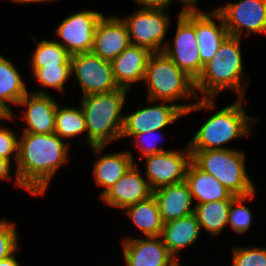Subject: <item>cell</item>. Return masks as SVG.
Returning a JSON list of instances; mask_svg holds the SVG:
<instances>
[{
    "instance_id": "1",
    "label": "cell",
    "mask_w": 266,
    "mask_h": 266,
    "mask_svg": "<svg viewBox=\"0 0 266 266\" xmlns=\"http://www.w3.org/2000/svg\"><path fill=\"white\" fill-rule=\"evenodd\" d=\"M68 145L55 133H23L19 141L16 184L43 194L56 170L65 163Z\"/></svg>"
},
{
    "instance_id": "2",
    "label": "cell",
    "mask_w": 266,
    "mask_h": 266,
    "mask_svg": "<svg viewBox=\"0 0 266 266\" xmlns=\"http://www.w3.org/2000/svg\"><path fill=\"white\" fill-rule=\"evenodd\" d=\"M127 89L84 96L81 109L85 116L88 141L100 153L107 143L121 138L124 116L121 115Z\"/></svg>"
},
{
    "instance_id": "3",
    "label": "cell",
    "mask_w": 266,
    "mask_h": 266,
    "mask_svg": "<svg viewBox=\"0 0 266 266\" xmlns=\"http://www.w3.org/2000/svg\"><path fill=\"white\" fill-rule=\"evenodd\" d=\"M239 37L228 36L220 45L214 57L204 65L201 75L195 81V89L203 92L204 98H212L219 91L231 88L243 99L240 87L243 65Z\"/></svg>"
},
{
    "instance_id": "4",
    "label": "cell",
    "mask_w": 266,
    "mask_h": 266,
    "mask_svg": "<svg viewBox=\"0 0 266 266\" xmlns=\"http://www.w3.org/2000/svg\"><path fill=\"white\" fill-rule=\"evenodd\" d=\"M244 153L229 148L191 151V161L215 177L233 196L254 193L253 182L244 165Z\"/></svg>"
},
{
    "instance_id": "5",
    "label": "cell",
    "mask_w": 266,
    "mask_h": 266,
    "mask_svg": "<svg viewBox=\"0 0 266 266\" xmlns=\"http://www.w3.org/2000/svg\"><path fill=\"white\" fill-rule=\"evenodd\" d=\"M144 82L148 87L149 102L153 100L168 102L196 96L195 81L163 52L152 53L149 56Z\"/></svg>"
},
{
    "instance_id": "6",
    "label": "cell",
    "mask_w": 266,
    "mask_h": 266,
    "mask_svg": "<svg viewBox=\"0 0 266 266\" xmlns=\"http://www.w3.org/2000/svg\"><path fill=\"white\" fill-rule=\"evenodd\" d=\"M242 98L211 116L189 143L190 151L224 149L222 144L235 137L249 135L247 116L242 108Z\"/></svg>"
},
{
    "instance_id": "7",
    "label": "cell",
    "mask_w": 266,
    "mask_h": 266,
    "mask_svg": "<svg viewBox=\"0 0 266 266\" xmlns=\"http://www.w3.org/2000/svg\"><path fill=\"white\" fill-rule=\"evenodd\" d=\"M174 48L164 43L163 53L194 81L201 75L204 65L198 49L195 32V7L184 8L178 15Z\"/></svg>"
},
{
    "instance_id": "8",
    "label": "cell",
    "mask_w": 266,
    "mask_h": 266,
    "mask_svg": "<svg viewBox=\"0 0 266 266\" xmlns=\"http://www.w3.org/2000/svg\"><path fill=\"white\" fill-rule=\"evenodd\" d=\"M162 103L157 106L139 109L125 116L121 138L139 133H148L153 130L159 131L182 115L184 116L194 110L208 109L214 106L212 98L204 97L193 105H165V101H162Z\"/></svg>"
},
{
    "instance_id": "9",
    "label": "cell",
    "mask_w": 266,
    "mask_h": 266,
    "mask_svg": "<svg viewBox=\"0 0 266 266\" xmlns=\"http://www.w3.org/2000/svg\"><path fill=\"white\" fill-rule=\"evenodd\" d=\"M164 9L165 7H143L133 15L123 18L132 45L144 47L151 53L163 51L161 44L169 26V17L164 14Z\"/></svg>"
},
{
    "instance_id": "10",
    "label": "cell",
    "mask_w": 266,
    "mask_h": 266,
    "mask_svg": "<svg viewBox=\"0 0 266 266\" xmlns=\"http://www.w3.org/2000/svg\"><path fill=\"white\" fill-rule=\"evenodd\" d=\"M70 61L71 73L77 76L83 97L119 89L113 77L111 61L91 52L72 55Z\"/></svg>"
},
{
    "instance_id": "11",
    "label": "cell",
    "mask_w": 266,
    "mask_h": 266,
    "mask_svg": "<svg viewBox=\"0 0 266 266\" xmlns=\"http://www.w3.org/2000/svg\"><path fill=\"white\" fill-rule=\"evenodd\" d=\"M146 161L147 181L154 191L163 186L185 181L187 168L191 162V151L188 146L185 152L166 151L146 156Z\"/></svg>"
},
{
    "instance_id": "12",
    "label": "cell",
    "mask_w": 266,
    "mask_h": 266,
    "mask_svg": "<svg viewBox=\"0 0 266 266\" xmlns=\"http://www.w3.org/2000/svg\"><path fill=\"white\" fill-rule=\"evenodd\" d=\"M216 11L222 16L230 36L241 38L243 27L247 35L251 32L266 34V0H242Z\"/></svg>"
},
{
    "instance_id": "13",
    "label": "cell",
    "mask_w": 266,
    "mask_h": 266,
    "mask_svg": "<svg viewBox=\"0 0 266 266\" xmlns=\"http://www.w3.org/2000/svg\"><path fill=\"white\" fill-rule=\"evenodd\" d=\"M103 14L95 11H82L66 18L56 33L65 41L61 45L75 55L90 52L96 26Z\"/></svg>"
},
{
    "instance_id": "14",
    "label": "cell",
    "mask_w": 266,
    "mask_h": 266,
    "mask_svg": "<svg viewBox=\"0 0 266 266\" xmlns=\"http://www.w3.org/2000/svg\"><path fill=\"white\" fill-rule=\"evenodd\" d=\"M129 32L125 21L118 17H104L98 22L91 53L112 61L130 45Z\"/></svg>"
},
{
    "instance_id": "15",
    "label": "cell",
    "mask_w": 266,
    "mask_h": 266,
    "mask_svg": "<svg viewBox=\"0 0 266 266\" xmlns=\"http://www.w3.org/2000/svg\"><path fill=\"white\" fill-rule=\"evenodd\" d=\"M157 238L123 240L126 266H180L163 240Z\"/></svg>"
},
{
    "instance_id": "16",
    "label": "cell",
    "mask_w": 266,
    "mask_h": 266,
    "mask_svg": "<svg viewBox=\"0 0 266 266\" xmlns=\"http://www.w3.org/2000/svg\"><path fill=\"white\" fill-rule=\"evenodd\" d=\"M133 165L107 192L100 198L113 207L125 209L135 203L147 200L153 195L148 181H145Z\"/></svg>"
},
{
    "instance_id": "17",
    "label": "cell",
    "mask_w": 266,
    "mask_h": 266,
    "mask_svg": "<svg viewBox=\"0 0 266 266\" xmlns=\"http://www.w3.org/2000/svg\"><path fill=\"white\" fill-rule=\"evenodd\" d=\"M18 104L27 106L23 119L29 125L24 133L51 134L55 132L58 104L45 92L27 93Z\"/></svg>"
},
{
    "instance_id": "18",
    "label": "cell",
    "mask_w": 266,
    "mask_h": 266,
    "mask_svg": "<svg viewBox=\"0 0 266 266\" xmlns=\"http://www.w3.org/2000/svg\"><path fill=\"white\" fill-rule=\"evenodd\" d=\"M151 54L144 47L130 44L111 61L113 77L119 88L128 90L131 83L144 79Z\"/></svg>"
},
{
    "instance_id": "19",
    "label": "cell",
    "mask_w": 266,
    "mask_h": 266,
    "mask_svg": "<svg viewBox=\"0 0 266 266\" xmlns=\"http://www.w3.org/2000/svg\"><path fill=\"white\" fill-rule=\"evenodd\" d=\"M211 18L220 20V26ZM195 32L203 65L216 54L222 42L229 36L222 16L217 12L205 14L195 7Z\"/></svg>"
},
{
    "instance_id": "20",
    "label": "cell",
    "mask_w": 266,
    "mask_h": 266,
    "mask_svg": "<svg viewBox=\"0 0 266 266\" xmlns=\"http://www.w3.org/2000/svg\"><path fill=\"white\" fill-rule=\"evenodd\" d=\"M163 224L194 213L192 196L188 184L184 181L160 187L153 191Z\"/></svg>"
},
{
    "instance_id": "21",
    "label": "cell",
    "mask_w": 266,
    "mask_h": 266,
    "mask_svg": "<svg viewBox=\"0 0 266 266\" xmlns=\"http://www.w3.org/2000/svg\"><path fill=\"white\" fill-rule=\"evenodd\" d=\"M185 182L188 184L190 193L198 204L218 200H233V196L215 177L199 169L192 161L190 162Z\"/></svg>"
},
{
    "instance_id": "22",
    "label": "cell",
    "mask_w": 266,
    "mask_h": 266,
    "mask_svg": "<svg viewBox=\"0 0 266 266\" xmlns=\"http://www.w3.org/2000/svg\"><path fill=\"white\" fill-rule=\"evenodd\" d=\"M200 230L196 216L192 213L163 224L161 236L163 243L174 257L180 249L196 241Z\"/></svg>"
},
{
    "instance_id": "23",
    "label": "cell",
    "mask_w": 266,
    "mask_h": 266,
    "mask_svg": "<svg viewBox=\"0 0 266 266\" xmlns=\"http://www.w3.org/2000/svg\"><path fill=\"white\" fill-rule=\"evenodd\" d=\"M134 165L130 152L104 155L94 165V177L98 185L105 187L101 196L107 192Z\"/></svg>"
},
{
    "instance_id": "24",
    "label": "cell",
    "mask_w": 266,
    "mask_h": 266,
    "mask_svg": "<svg viewBox=\"0 0 266 266\" xmlns=\"http://www.w3.org/2000/svg\"><path fill=\"white\" fill-rule=\"evenodd\" d=\"M127 216L145 236L161 237L163 222L160 217L156 198L152 195L147 200L135 203L125 208Z\"/></svg>"
},
{
    "instance_id": "25",
    "label": "cell",
    "mask_w": 266,
    "mask_h": 266,
    "mask_svg": "<svg viewBox=\"0 0 266 266\" xmlns=\"http://www.w3.org/2000/svg\"><path fill=\"white\" fill-rule=\"evenodd\" d=\"M27 93L26 86L15 66L0 56V105L12 116L7 101L18 104Z\"/></svg>"
},
{
    "instance_id": "26",
    "label": "cell",
    "mask_w": 266,
    "mask_h": 266,
    "mask_svg": "<svg viewBox=\"0 0 266 266\" xmlns=\"http://www.w3.org/2000/svg\"><path fill=\"white\" fill-rule=\"evenodd\" d=\"M232 200H218L208 203L196 204L194 215L200 227L213 235L220 233L228 224L229 210Z\"/></svg>"
},
{
    "instance_id": "27",
    "label": "cell",
    "mask_w": 266,
    "mask_h": 266,
    "mask_svg": "<svg viewBox=\"0 0 266 266\" xmlns=\"http://www.w3.org/2000/svg\"><path fill=\"white\" fill-rule=\"evenodd\" d=\"M37 42V48L32 57V68L46 66H71L69 52L57 41L42 40Z\"/></svg>"
},
{
    "instance_id": "28",
    "label": "cell",
    "mask_w": 266,
    "mask_h": 266,
    "mask_svg": "<svg viewBox=\"0 0 266 266\" xmlns=\"http://www.w3.org/2000/svg\"><path fill=\"white\" fill-rule=\"evenodd\" d=\"M87 131L82 109L59 108L55 116V134L61 139L73 137Z\"/></svg>"
},
{
    "instance_id": "29",
    "label": "cell",
    "mask_w": 266,
    "mask_h": 266,
    "mask_svg": "<svg viewBox=\"0 0 266 266\" xmlns=\"http://www.w3.org/2000/svg\"><path fill=\"white\" fill-rule=\"evenodd\" d=\"M35 78L40 84L63 91L64 83L71 73V66H46L32 68Z\"/></svg>"
},
{
    "instance_id": "30",
    "label": "cell",
    "mask_w": 266,
    "mask_h": 266,
    "mask_svg": "<svg viewBox=\"0 0 266 266\" xmlns=\"http://www.w3.org/2000/svg\"><path fill=\"white\" fill-rule=\"evenodd\" d=\"M253 195L254 193L246 196H236L231 201L228 224H230L233 230H235L237 233L246 232L251 225V211L249 208L243 205V202L252 198Z\"/></svg>"
},
{
    "instance_id": "31",
    "label": "cell",
    "mask_w": 266,
    "mask_h": 266,
    "mask_svg": "<svg viewBox=\"0 0 266 266\" xmlns=\"http://www.w3.org/2000/svg\"><path fill=\"white\" fill-rule=\"evenodd\" d=\"M232 266H266V249L235 248Z\"/></svg>"
},
{
    "instance_id": "32",
    "label": "cell",
    "mask_w": 266,
    "mask_h": 266,
    "mask_svg": "<svg viewBox=\"0 0 266 266\" xmlns=\"http://www.w3.org/2000/svg\"><path fill=\"white\" fill-rule=\"evenodd\" d=\"M17 250L15 224L0 221V260L9 257Z\"/></svg>"
},
{
    "instance_id": "33",
    "label": "cell",
    "mask_w": 266,
    "mask_h": 266,
    "mask_svg": "<svg viewBox=\"0 0 266 266\" xmlns=\"http://www.w3.org/2000/svg\"><path fill=\"white\" fill-rule=\"evenodd\" d=\"M19 141L15 134L8 129H0V157L10 161V155L14 152L18 160Z\"/></svg>"
},
{
    "instance_id": "34",
    "label": "cell",
    "mask_w": 266,
    "mask_h": 266,
    "mask_svg": "<svg viewBox=\"0 0 266 266\" xmlns=\"http://www.w3.org/2000/svg\"><path fill=\"white\" fill-rule=\"evenodd\" d=\"M158 130H153L151 132H148V133H139V134H135L134 137L135 139L138 141L137 144H141L142 142L140 141L139 142V139H144L147 135H153L154 132H157ZM147 139V137L145 138ZM149 139V138H148ZM144 141V140H143ZM145 146V147H144ZM141 150L143 151V155L144 156H149V155H153V154H158V153H162V152H166V150L162 149V148H158L157 146L155 145H151V144H148V145H141L140 146Z\"/></svg>"
},
{
    "instance_id": "35",
    "label": "cell",
    "mask_w": 266,
    "mask_h": 266,
    "mask_svg": "<svg viewBox=\"0 0 266 266\" xmlns=\"http://www.w3.org/2000/svg\"><path fill=\"white\" fill-rule=\"evenodd\" d=\"M135 1L142 4L143 7H168L172 0H135Z\"/></svg>"
},
{
    "instance_id": "36",
    "label": "cell",
    "mask_w": 266,
    "mask_h": 266,
    "mask_svg": "<svg viewBox=\"0 0 266 266\" xmlns=\"http://www.w3.org/2000/svg\"><path fill=\"white\" fill-rule=\"evenodd\" d=\"M10 161L0 157V179H10Z\"/></svg>"
},
{
    "instance_id": "37",
    "label": "cell",
    "mask_w": 266,
    "mask_h": 266,
    "mask_svg": "<svg viewBox=\"0 0 266 266\" xmlns=\"http://www.w3.org/2000/svg\"><path fill=\"white\" fill-rule=\"evenodd\" d=\"M0 266H19L17 260H15L14 256L11 255L4 259L0 260Z\"/></svg>"
},
{
    "instance_id": "38",
    "label": "cell",
    "mask_w": 266,
    "mask_h": 266,
    "mask_svg": "<svg viewBox=\"0 0 266 266\" xmlns=\"http://www.w3.org/2000/svg\"><path fill=\"white\" fill-rule=\"evenodd\" d=\"M0 118L11 119L13 117L10 116V113L0 105Z\"/></svg>"
},
{
    "instance_id": "39",
    "label": "cell",
    "mask_w": 266,
    "mask_h": 266,
    "mask_svg": "<svg viewBox=\"0 0 266 266\" xmlns=\"http://www.w3.org/2000/svg\"><path fill=\"white\" fill-rule=\"evenodd\" d=\"M184 4V8H194L197 0H180Z\"/></svg>"
},
{
    "instance_id": "40",
    "label": "cell",
    "mask_w": 266,
    "mask_h": 266,
    "mask_svg": "<svg viewBox=\"0 0 266 266\" xmlns=\"http://www.w3.org/2000/svg\"><path fill=\"white\" fill-rule=\"evenodd\" d=\"M44 1H52V0H14V2H19V3H25V2H27V3H29V2H44Z\"/></svg>"
}]
</instances>
